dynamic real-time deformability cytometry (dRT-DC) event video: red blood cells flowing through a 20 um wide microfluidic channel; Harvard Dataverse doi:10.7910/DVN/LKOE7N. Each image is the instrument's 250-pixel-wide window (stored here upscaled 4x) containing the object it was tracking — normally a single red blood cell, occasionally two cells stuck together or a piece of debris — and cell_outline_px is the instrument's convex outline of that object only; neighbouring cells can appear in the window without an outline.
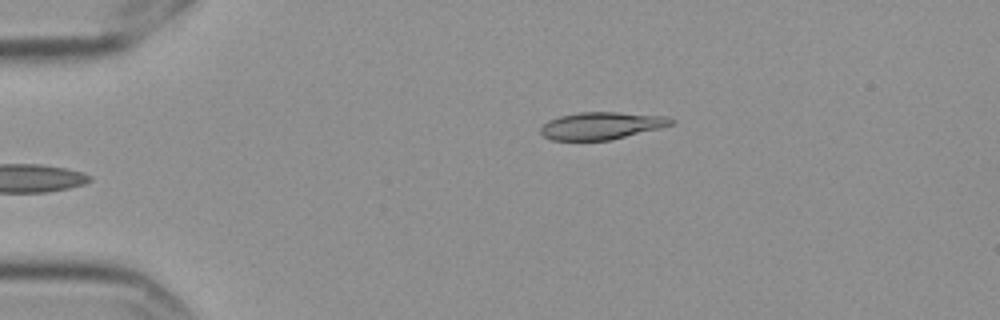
{"species": "Egyptian fruit bat (a non-hibernating species)", "species_latin": "Rousettus aegyptiacus", "temperature_condition": "cold", "stored_images_in_passage": 5, "camera_frame_rate_fps": 3000, "um_per_image_px": 0.085, "frame": {"image": 1, "passage_image": 5, "time_ms": 1.333, "image_size_px": [1000, 320], "cell_outline_px": [[676, 124], [612, 140], [552, 140], [544, 136], [540, 132], [540, 128], [548, 120], [560, 116], [580, 112], [616, 112], [664, 116], [676, 120]], "centroid_in_image_um": [51.15, 10.68], "position_along_channel_um": 33.8, "area_um2": 20.81}}